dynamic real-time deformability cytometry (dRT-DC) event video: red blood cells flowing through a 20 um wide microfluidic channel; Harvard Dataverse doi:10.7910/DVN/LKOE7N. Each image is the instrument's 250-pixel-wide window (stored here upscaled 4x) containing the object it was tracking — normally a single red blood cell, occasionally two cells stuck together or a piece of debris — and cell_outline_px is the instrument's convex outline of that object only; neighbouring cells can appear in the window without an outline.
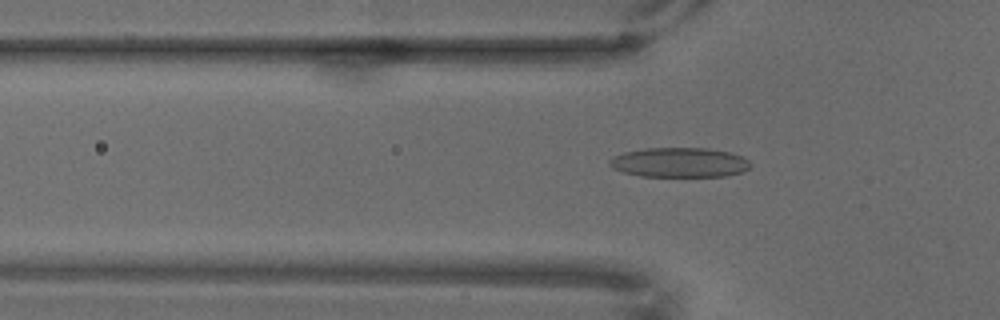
{"species": "common noctule bat (a hibernating species)", "species_latin": "Nyctalus noctula", "temperature_condition": "warm", "stored_images_in_passage": 49, "camera_frame_rate_fps": 3000, "um_per_image_px": 0.085, "animal": {"sex": "male", "body_mass_g": 18.8}, "frame": {"image": 1, "passage_image": 7, "time_ms": 2.0, "image_size_px": [1000, 320], "cell_outline_px": [[752, 164], [744, 172], [728, 176], [640, 176], [624, 172], [612, 168], [608, 164], [608, 160], [612, 156], [624, 152], [644, 148], [708, 148], [728, 152], [744, 156]], "centroid_in_image_um": [57.76, 13.8], "position_along_channel_um": 68.0, "area_um2": 24.62}}
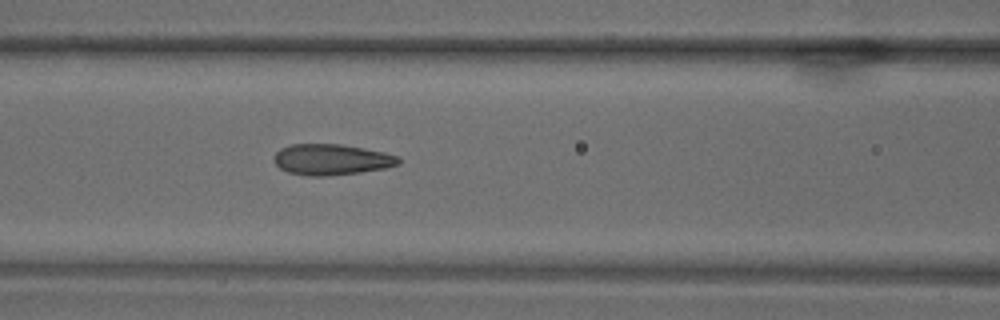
{"frame": {"image": 2, "passage_image": 14, "time_ms": 4.333, "image_size_px": [1000, 320], "cell_outline_px": [[400, 164], [384, 168], [360, 172], [328, 176], [308, 176], [288, 172], [280, 168], [272, 160], [276, 152], [280, 148], [292, 144], [340, 144], [364, 148], [384, 152], [400, 156]], "centroid_in_image_um": [28.17, 13.56], "position_along_channel_um": 138.4, "area_um2": 22.54}}
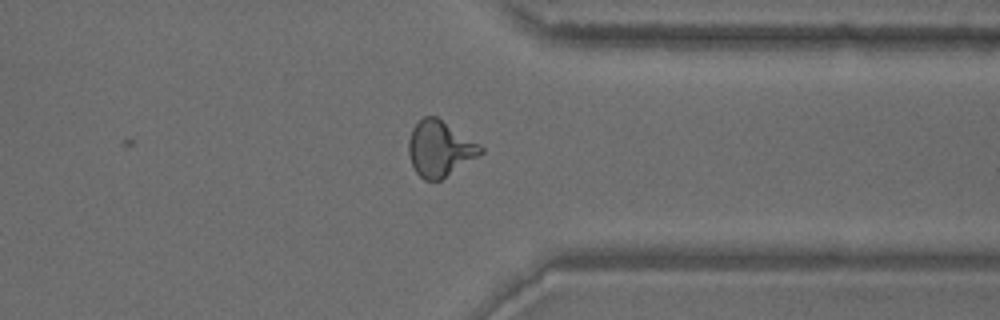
{"frame": {"image": 3, "passage_image": 38, "time_ms": 12.333, "image_size_px": [1000, 320], "cell_outline_px": [[484, 152], [440, 180], [424, 180], [416, 172], [412, 164], [408, 152], [408, 140], [412, 128], [424, 116], [436, 116], [480, 144], [484, 148]], "centroid_in_image_um": [37.37, 12.62], "position_along_channel_um": 374.0, "area_um2": 23.12}}